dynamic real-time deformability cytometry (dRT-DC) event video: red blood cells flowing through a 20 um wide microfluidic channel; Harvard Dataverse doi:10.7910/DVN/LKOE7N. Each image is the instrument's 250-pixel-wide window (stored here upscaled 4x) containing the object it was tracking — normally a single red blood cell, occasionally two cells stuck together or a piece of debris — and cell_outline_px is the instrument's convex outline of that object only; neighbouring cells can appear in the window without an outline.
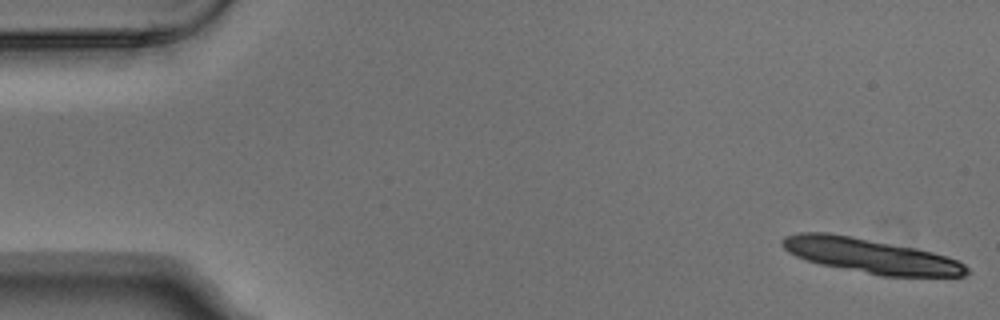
{"species": "Egyptian fruit bat (a non-hibernating species)", "species_latin": "Rousettus aegyptiacus", "temperature_condition": "warm", "stored_images_in_passage": 5, "camera_frame_rate_fps": 3000, "um_per_image_px": 0.085, "animal": {"sex": "male"}, "frame": {"image": 1, "passage_image": 1, "time_ms": 0.0, "image_size_px": [1000, 320], "cell_outline_px": [[968, 272], [964, 276], [880, 276], [820, 264], [796, 256], [788, 252], [780, 244], [780, 240], [784, 236], [796, 232], [828, 232], [852, 236], [916, 248], [932, 252], [960, 260], [968, 268]], "centroid_in_image_um": [73.97, 21.73], "position_along_channel_um": 11.0, "area_um2": 37.34}}
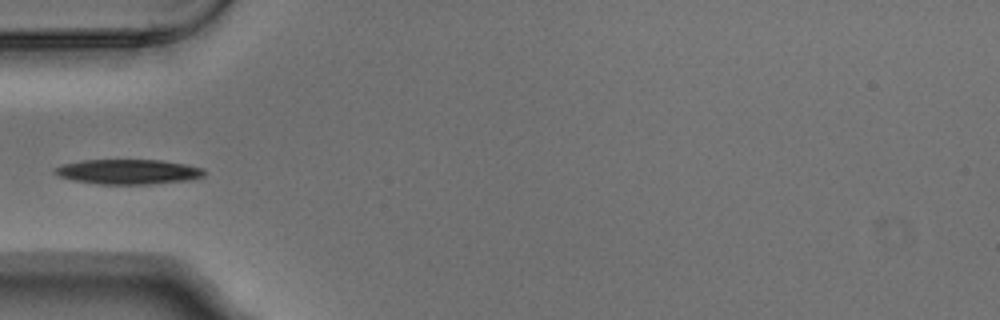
{"frame": {"image": 2, "passage_image": 5, "time_ms": 1.333, "image_size_px": [1000, 320], "cell_outline_px": [[208, 172], [204, 176], [192, 180], [152, 184], [96, 184], [72, 180], [60, 176], [52, 172], [52, 168], [64, 164], [84, 160], [160, 160], [184, 164], [204, 168]], "centroid_in_image_um": [10.93, 14.6], "position_along_channel_um": 74.1, "area_um2": 21.91}}